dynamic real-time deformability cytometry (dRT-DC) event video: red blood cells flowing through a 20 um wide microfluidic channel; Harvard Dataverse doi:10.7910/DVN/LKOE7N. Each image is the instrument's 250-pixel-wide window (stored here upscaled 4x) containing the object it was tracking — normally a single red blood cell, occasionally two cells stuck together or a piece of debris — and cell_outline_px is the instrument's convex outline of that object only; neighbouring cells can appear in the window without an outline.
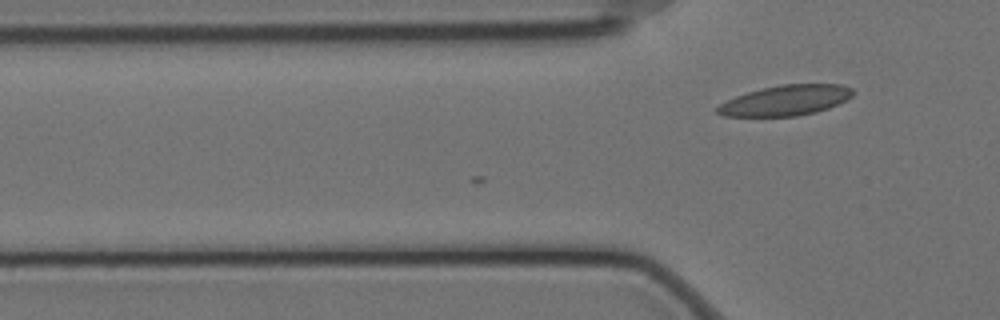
{"species": "Egyptian fruit bat (a non-hibernating species)", "species_latin": "Rousettus aegyptiacus", "temperature_condition": "cold", "stored_images_in_passage": 3, "camera_frame_rate_fps": 3000, "um_per_image_px": 0.085, "animal": {"sex": "female"}, "frame": {"image": 1, "passage_image": 3, "time_ms": 0.667, "image_size_px": [1000, 320], "cell_outline_px": [[856, 92], [852, 96], [828, 108], [816, 112], [796, 116], [724, 116], [716, 112], [716, 108], [720, 104], [736, 96], [748, 92], [764, 88], [784, 84], [840, 84], [852, 88]], "centroid_in_image_um": [66.8, 8.53], "position_along_channel_um": 59.0, "area_um2": 23.7}}